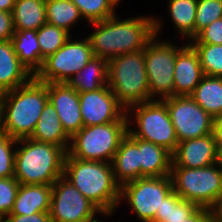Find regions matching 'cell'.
<instances>
[{"mask_svg": "<svg viewBox=\"0 0 222 222\" xmlns=\"http://www.w3.org/2000/svg\"><path fill=\"white\" fill-rule=\"evenodd\" d=\"M116 15L90 25L95 31L86 36L93 55L107 61L127 53L142 51L155 36L154 16H136L118 19Z\"/></svg>", "mask_w": 222, "mask_h": 222, "instance_id": "6da1fadb", "label": "cell"}, {"mask_svg": "<svg viewBox=\"0 0 222 222\" xmlns=\"http://www.w3.org/2000/svg\"><path fill=\"white\" fill-rule=\"evenodd\" d=\"M63 177L102 212L113 213L120 206V190L111 163L81 160L66 154Z\"/></svg>", "mask_w": 222, "mask_h": 222, "instance_id": "7a4b0ae2", "label": "cell"}, {"mask_svg": "<svg viewBox=\"0 0 222 222\" xmlns=\"http://www.w3.org/2000/svg\"><path fill=\"white\" fill-rule=\"evenodd\" d=\"M5 131L14 139L30 138L49 101L47 83L34 76L24 85L2 93Z\"/></svg>", "mask_w": 222, "mask_h": 222, "instance_id": "3957f363", "label": "cell"}, {"mask_svg": "<svg viewBox=\"0 0 222 222\" xmlns=\"http://www.w3.org/2000/svg\"><path fill=\"white\" fill-rule=\"evenodd\" d=\"M66 154L63 148L52 143L19 139L15 151L14 178L19 184L52 185L63 176Z\"/></svg>", "mask_w": 222, "mask_h": 222, "instance_id": "277c9868", "label": "cell"}, {"mask_svg": "<svg viewBox=\"0 0 222 222\" xmlns=\"http://www.w3.org/2000/svg\"><path fill=\"white\" fill-rule=\"evenodd\" d=\"M107 85L126 110L135 104L152 101L144 50L108 60Z\"/></svg>", "mask_w": 222, "mask_h": 222, "instance_id": "5b68a950", "label": "cell"}, {"mask_svg": "<svg viewBox=\"0 0 222 222\" xmlns=\"http://www.w3.org/2000/svg\"><path fill=\"white\" fill-rule=\"evenodd\" d=\"M130 125L125 115L116 122L83 126L71 137L67 153L81 160L111 163Z\"/></svg>", "mask_w": 222, "mask_h": 222, "instance_id": "8992f818", "label": "cell"}, {"mask_svg": "<svg viewBox=\"0 0 222 222\" xmlns=\"http://www.w3.org/2000/svg\"><path fill=\"white\" fill-rule=\"evenodd\" d=\"M162 26V20L155 16V36L148 42L144 49L150 98L151 100H154L155 98V100L161 101L174 96L173 75L176 54L184 47L178 45L176 46L172 41L156 40L158 39Z\"/></svg>", "mask_w": 222, "mask_h": 222, "instance_id": "52a82bcc", "label": "cell"}, {"mask_svg": "<svg viewBox=\"0 0 222 222\" xmlns=\"http://www.w3.org/2000/svg\"><path fill=\"white\" fill-rule=\"evenodd\" d=\"M126 115L128 123L133 121L132 124H136L134 128L128 127V132L133 137L152 142L164 147L171 154L174 153L179 142L168 108L163 101L152 100L135 104L126 110Z\"/></svg>", "mask_w": 222, "mask_h": 222, "instance_id": "ba28073f", "label": "cell"}, {"mask_svg": "<svg viewBox=\"0 0 222 222\" xmlns=\"http://www.w3.org/2000/svg\"><path fill=\"white\" fill-rule=\"evenodd\" d=\"M170 178L173 191L199 207L212 208L222 198V168L217 163L195 169L171 167Z\"/></svg>", "mask_w": 222, "mask_h": 222, "instance_id": "9c48e42d", "label": "cell"}, {"mask_svg": "<svg viewBox=\"0 0 222 222\" xmlns=\"http://www.w3.org/2000/svg\"><path fill=\"white\" fill-rule=\"evenodd\" d=\"M70 39L54 54L44 59L41 69L34 76L43 83H67L94 57L89 39Z\"/></svg>", "mask_w": 222, "mask_h": 222, "instance_id": "30bf717a", "label": "cell"}, {"mask_svg": "<svg viewBox=\"0 0 222 222\" xmlns=\"http://www.w3.org/2000/svg\"><path fill=\"white\" fill-rule=\"evenodd\" d=\"M173 191L170 176L141 177L121 187L120 202L126 201L141 222H152L163 199Z\"/></svg>", "mask_w": 222, "mask_h": 222, "instance_id": "8fae6325", "label": "cell"}, {"mask_svg": "<svg viewBox=\"0 0 222 222\" xmlns=\"http://www.w3.org/2000/svg\"><path fill=\"white\" fill-rule=\"evenodd\" d=\"M49 213L51 222H89L97 213L112 216L102 212L63 176L52 184Z\"/></svg>", "mask_w": 222, "mask_h": 222, "instance_id": "7c38bea8", "label": "cell"}, {"mask_svg": "<svg viewBox=\"0 0 222 222\" xmlns=\"http://www.w3.org/2000/svg\"><path fill=\"white\" fill-rule=\"evenodd\" d=\"M162 101L168 108L178 142L213 133L214 118L191 96H172Z\"/></svg>", "mask_w": 222, "mask_h": 222, "instance_id": "4fadbf2b", "label": "cell"}, {"mask_svg": "<svg viewBox=\"0 0 222 222\" xmlns=\"http://www.w3.org/2000/svg\"><path fill=\"white\" fill-rule=\"evenodd\" d=\"M83 126L116 122L126 115L108 85L90 92L78 93Z\"/></svg>", "mask_w": 222, "mask_h": 222, "instance_id": "5bb4252c", "label": "cell"}, {"mask_svg": "<svg viewBox=\"0 0 222 222\" xmlns=\"http://www.w3.org/2000/svg\"><path fill=\"white\" fill-rule=\"evenodd\" d=\"M47 92L65 132L72 137L83 127L78 92L67 83H47Z\"/></svg>", "mask_w": 222, "mask_h": 222, "instance_id": "9a60e30c", "label": "cell"}, {"mask_svg": "<svg viewBox=\"0 0 222 222\" xmlns=\"http://www.w3.org/2000/svg\"><path fill=\"white\" fill-rule=\"evenodd\" d=\"M217 146L213 133L178 143L171 167L201 168L217 163Z\"/></svg>", "mask_w": 222, "mask_h": 222, "instance_id": "2e32d148", "label": "cell"}, {"mask_svg": "<svg viewBox=\"0 0 222 222\" xmlns=\"http://www.w3.org/2000/svg\"><path fill=\"white\" fill-rule=\"evenodd\" d=\"M205 76L195 49L189 44L176 54L174 96H190Z\"/></svg>", "mask_w": 222, "mask_h": 222, "instance_id": "e0dca14e", "label": "cell"}, {"mask_svg": "<svg viewBox=\"0 0 222 222\" xmlns=\"http://www.w3.org/2000/svg\"><path fill=\"white\" fill-rule=\"evenodd\" d=\"M212 210L199 207L193 202L181 199L172 191L163 199L160 211H156L152 222H211Z\"/></svg>", "mask_w": 222, "mask_h": 222, "instance_id": "ac0fdd59", "label": "cell"}, {"mask_svg": "<svg viewBox=\"0 0 222 222\" xmlns=\"http://www.w3.org/2000/svg\"><path fill=\"white\" fill-rule=\"evenodd\" d=\"M111 165L114 178L120 187L141 178L139 147L128 135L122 139Z\"/></svg>", "mask_w": 222, "mask_h": 222, "instance_id": "d6986e66", "label": "cell"}, {"mask_svg": "<svg viewBox=\"0 0 222 222\" xmlns=\"http://www.w3.org/2000/svg\"><path fill=\"white\" fill-rule=\"evenodd\" d=\"M52 185L20 184L13 208L8 215H30L49 212Z\"/></svg>", "mask_w": 222, "mask_h": 222, "instance_id": "ffe728a7", "label": "cell"}, {"mask_svg": "<svg viewBox=\"0 0 222 222\" xmlns=\"http://www.w3.org/2000/svg\"><path fill=\"white\" fill-rule=\"evenodd\" d=\"M33 75L20 63L11 40L0 42V92L26 84Z\"/></svg>", "mask_w": 222, "mask_h": 222, "instance_id": "44dd1931", "label": "cell"}, {"mask_svg": "<svg viewBox=\"0 0 222 222\" xmlns=\"http://www.w3.org/2000/svg\"><path fill=\"white\" fill-rule=\"evenodd\" d=\"M127 135L138 145L140 151L141 177L170 176L172 154L164 147Z\"/></svg>", "mask_w": 222, "mask_h": 222, "instance_id": "7402d4cb", "label": "cell"}, {"mask_svg": "<svg viewBox=\"0 0 222 222\" xmlns=\"http://www.w3.org/2000/svg\"><path fill=\"white\" fill-rule=\"evenodd\" d=\"M30 138L39 142L52 143L68 151L71 137L65 132L58 113L50 101L44 106Z\"/></svg>", "mask_w": 222, "mask_h": 222, "instance_id": "603a6c76", "label": "cell"}, {"mask_svg": "<svg viewBox=\"0 0 222 222\" xmlns=\"http://www.w3.org/2000/svg\"><path fill=\"white\" fill-rule=\"evenodd\" d=\"M107 70L108 61L94 56L68 80L67 84L78 93L100 89L107 85Z\"/></svg>", "mask_w": 222, "mask_h": 222, "instance_id": "cb8c5ba5", "label": "cell"}, {"mask_svg": "<svg viewBox=\"0 0 222 222\" xmlns=\"http://www.w3.org/2000/svg\"><path fill=\"white\" fill-rule=\"evenodd\" d=\"M11 43L20 63L35 76L41 69V50L37 40V31L15 30Z\"/></svg>", "mask_w": 222, "mask_h": 222, "instance_id": "d4e9b609", "label": "cell"}, {"mask_svg": "<svg viewBox=\"0 0 222 222\" xmlns=\"http://www.w3.org/2000/svg\"><path fill=\"white\" fill-rule=\"evenodd\" d=\"M190 96L213 118L222 116V77L205 75Z\"/></svg>", "mask_w": 222, "mask_h": 222, "instance_id": "484cf974", "label": "cell"}, {"mask_svg": "<svg viewBox=\"0 0 222 222\" xmlns=\"http://www.w3.org/2000/svg\"><path fill=\"white\" fill-rule=\"evenodd\" d=\"M15 30H38L46 23L45 0H16L12 11Z\"/></svg>", "mask_w": 222, "mask_h": 222, "instance_id": "4316f807", "label": "cell"}, {"mask_svg": "<svg viewBox=\"0 0 222 222\" xmlns=\"http://www.w3.org/2000/svg\"><path fill=\"white\" fill-rule=\"evenodd\" d=\"M198 0H168L167 10L173 26L183 38L195 37V19Z\"/></svg>", "mask_w": 222, "mask_h": 222, "instance_id": "83f0119b", "label": "cell"}, {"mask_svg": "<svg viewBox=\"0 0 222 222\" xmlns=\"http://www.w3.org/2000/svg\"><path fill=\"white\" fill-rule=\"evenodd\" d=\"M46 22L71 32L72 26L83 17L71 0H45Z\"/></svg>", "mask_w": 222, "mask_h": 222, "instance_id": "f1b7e54d", "label": "cell"}, {"mask_svg": "<svg viewBox=\"0 0 222 222\" xmlns=\"http://www.w3.org/2000/svg\"><path fill=\"white\" fill-rule=\"evenodd\" d=\"M71 35L66 30L47 22L37 30V40L41 50V67L44 59L62 47Z\"/></svg>", "mask_w": 222, "mask_h": 222, "instance_id": "f546056e", "label": "cell"}, {"mask_svg": "<svg viewBox=\"0 0 222 222\" xmlns=\"http://www.w3.org/2000/svg\"><path fill=\"white\" fill-rule=\"evenodd\" d=\"M81 16L89 23L104 21L115 14L119 4L116 0H71Z\"/></svg>", "mask_w": 222, "mask_h": 222, "instance_id": "4dcf8cb0", "label": "cell"}, {"mask_svg": "<svg viewBox=\"0 0 222 222\" xmlns=\"http://www.w3.org/2000/svg\"><path fill=\"white\" fill-rule=\"evenodd\" d=\"M198 54L205 75L222 77V45L190 44Z\"/></svg>", "mask_w": 222, "mask_h": 222, "instance_id": "1f68e13d", "label": "cell"}, {"mask_svg": "<svg viewBox=\"0 0 222 222\" xmlns=\"http://www.w3.org/2000/svg\"><path fill=\"white\" fill-rule=\"evenodd\" d=\"M222 18V0H198L195 36L210 23Z\"/></svg>", "mask_w": 222, "mask_h": 222, "instance_id": "d6a6232c", "label": "cell"}, {"mask_svg": "<svg viewBox=\"0 0 222 222\" xmlns=\"http://www.w3.org/2000/svg\"><path fill=\"white\" fill-rule=\"evenodd\" d=\"M17 139L8 134L0 136V178L14 177Z\"/></svg>", "mask_w": 222, "mask_h": 222, "instance_id": "836d02e7", "label": "cell"}, {"mask_svg": "<svg viewBox=\"0 0 222 222\" xmlns=\"http://www.w3.org/2000/svg\"><path fill=\"white\" fill-rule=\"evenodd\" d=\"M19 182L14 178H0V214H10L18 192Z\"/></svg>", "mask_w": 222, "mask_h": 222, "instance_id": "e575fe53", "label": "cell"}, {"mask_svg": "<svg viewBox=\"0 0 222 222\" xmlns=\"http://www.w3.org/2000/svg\"><path fill=\"white\" fill-rule=\"evenodd\" d=\"M188 43L222 45V18L207 25Z\"/></svg>", "mask_w": 222, "mask_h": 222, "instance_id": "d590c367", "label": "cell"}, {"mask_svg": "<svg viewBox=\"0 0 222 222\" xmlns=\"http://www.w3.org/2000/svg\"><path fill=\"white\" fill-rule=\"evenodd\" d=\"M14 32L12 13L0 10V42L11 40Z\"/></svg>", "mask_w": 222, "mask_h": 222, "instance_id": "8d00e7d4", "label": "cell"}, {"mask_svg": "<svg viewBox=\"0 0 222 222\" xmlns=\"http://www.w3.org/2000/svg\"><path fill=\"white\" fill-rule=\"evenodd\" d=\"M4 222H51L49 212H37L30 215H6Z\"/></svg>", "mask_w": 222, "mask_h": 222, "instance_id": "74e56055", "label": "cell"}, {"mask_svg": "<svg viewBox=\"0 0 222 222\" xmlns=\"http://www.w3.org/2000/svg\"><path fill=\"white\" fill-rule=\"evenodd\" d=\"M213 134L216 140V146H222V116L214 118Z\"/></svg>", "mask_w": 222, "mask_h": 222, "instance_id": "f35d334b", "label": "cell"}, {"mask_svg": "<svg viewBox=\"0 0 222 222\" xmlns=\"http://www.w3.org/2000/svg\"><path fill=\"white\" fill-rule=\"evenodd\" d=\"M212 221L222 222V198L211 208Z\"/></svg>", "mask_w": 222, "mask_h": 222, "instance_id": "ab89813d", "label": "cell"}, {"mask_svg": "<svg viewBox=\"0 0 222 222\" xmlns=\"http://www.w3.org/2000/svg\"><path fill=\"white\" fill-rule=\"evenodd\" d=\"M15 3L16 0H0V10L12 13Z\"/></svg>", "mask_w": 222, "mask_h": 222, "instance_id": "60d3db41", "label": "cell"}, {"mask_svg": "<svg viewBox=\"0 0 222 222\" xmlns=\"http://www.w3.org/2000/svg\"><path fill=\"white\" fill-rule=\"evenodd\" d=\"M5 134L6 131H5L4 108L0 101V136H3Z\"/></svg>", "mask_w": 222, "mask_h": 222, "instance_id": "b9f144b4", "label": "cell"}, {"mask_svg": "<svg viewBox=\"0 0 222 222\" xmlns=\"http://www.w3.org/2000/svg\"><path fill=\"white\" fill-rule=\"evenodd\" d=\"M217 164L222 168V146H217Z\"/></svg>", "mask_w": 222, "mask_h": 222, "instance_id": "7bdbcfd3", "label": "cell"}, {"mask_svg": "<svg viewBox=\"0 0 222 222\" xmlns=\"http://www.w3.org/2000/svg\"><path fill=\"white\" fill-rule=\"evenodd\" d=\"M103 220H97V218L96 219H93V220H91V221H89V222H102Z\"/></svg>", "mask_w": 222, "mask_h": 222, "instance_id": "ee69618b", "label": "cell"}, {"mask_svg": "<svg viewBox=\"0 0 222 222\" xmlns=\"http://www.w3.org/2000/svg\"><path fill=\"white\" fill-rule=\"evenodd\" d=\"M0 222H4V216L0 214Z\"/></svg>", "mask_w": 222, "mask_h": 222, "instance_id": "f6af8a7d", "label": "cell"}]
</instances>
